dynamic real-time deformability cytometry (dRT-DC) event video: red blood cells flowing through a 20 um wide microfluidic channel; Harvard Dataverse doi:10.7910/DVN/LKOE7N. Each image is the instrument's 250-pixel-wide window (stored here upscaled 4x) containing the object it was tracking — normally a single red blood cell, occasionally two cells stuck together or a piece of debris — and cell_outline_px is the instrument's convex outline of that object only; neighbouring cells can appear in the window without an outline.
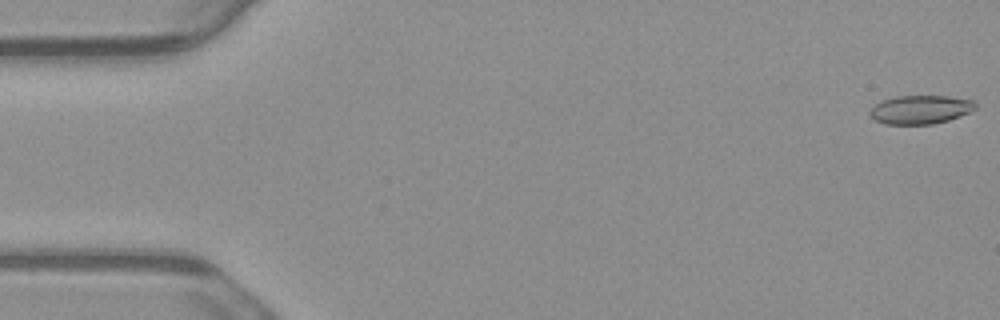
{"species": "common noctule bat (a hibernating species)", "species_latin": "Nyctalus noctula", "temperature_condition": "warm", "stored_images_in_passage": 4, "camera_frame_rate_fps": 3000, "um_per_image_px": 0.085, "animal": {"sex": "male", "body_mass_g": 23.1, "forearm_length_mm": 52.7}, "frame": {"image": 1, "passage_image": 1, "time_ms": 0.0, "image_size_px": [1000, 320], "cell_outline_px": [[976, 108], [960, 116], [948, 120], [932, 124], [884, 124], [868, 116], [868, 112], [876, 104], [884, 100], [896, 96], [948, 96], [972, 100], [976, 104]], "centroid_in_image_um": [78.21, 9.32], "position_along_channel_um": 6.8, "area_um2": 17.51}}
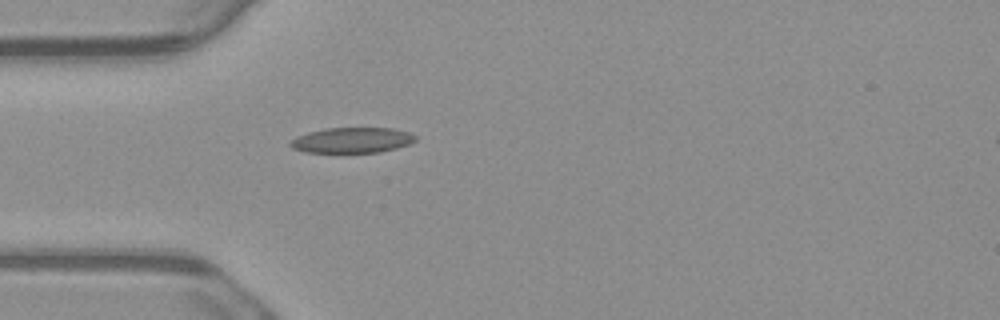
{"frame": {"image": 2, "passage_image": 4, "time_ms": 1.0, "image_size_px": [1000, 320], "cell_outline_px": [[416, 140], [408, 144], [396, 148], [380, 152], [304, 152], [292, 148], [288, 144], [288, 140], [296, 136], [308, 132], [324, 128], [392, 128], [408, 132], [416, 136]], "centroid_in_image_um": [29.86, 11.91], "position_along_channel_um": 55.1, "area_um2": 18.61}}